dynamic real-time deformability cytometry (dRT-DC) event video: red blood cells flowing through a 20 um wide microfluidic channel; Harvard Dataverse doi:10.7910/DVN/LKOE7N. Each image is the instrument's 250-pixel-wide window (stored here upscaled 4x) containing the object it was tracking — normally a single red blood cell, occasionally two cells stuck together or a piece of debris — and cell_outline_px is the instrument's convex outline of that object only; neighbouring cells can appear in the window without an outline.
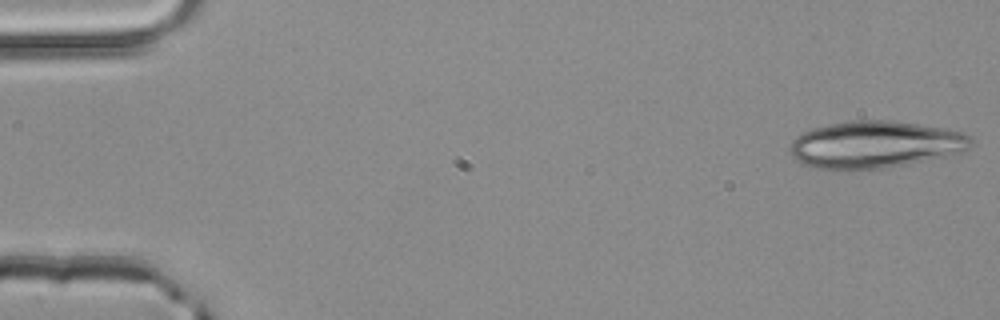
{"species": "common noctule bat (a hibernating species)", "species_latin": "Nyctalus noctula", "temperature_condition": "room temperature", "stored_images_in_passage": 21, "camera_frame_rate_fps": 3000, "um_per_image_px": 0.085, "animal": {"sex": "male", "body_mass_g": 20.4}, "frame": {"image": 1, "passage_image": 1, "time_ms": 0.0, "image_size_px": [1000, 320], "cell_outline_px": [[972, 144], [968, 148], [960, 152], [944, 156], [908, 164], [884, 168], [812, 168], [800, 164], [792, 156], [788, 148], [792, 140], [796, 136], [812, 128], [848, 120], [892, 120], [944, 128], [964, 132], [972, 136]], "centroid_in_image_um": [74.36, 12.27], "position_along_channel_um": 10.6, "area_um2": 49.59}}